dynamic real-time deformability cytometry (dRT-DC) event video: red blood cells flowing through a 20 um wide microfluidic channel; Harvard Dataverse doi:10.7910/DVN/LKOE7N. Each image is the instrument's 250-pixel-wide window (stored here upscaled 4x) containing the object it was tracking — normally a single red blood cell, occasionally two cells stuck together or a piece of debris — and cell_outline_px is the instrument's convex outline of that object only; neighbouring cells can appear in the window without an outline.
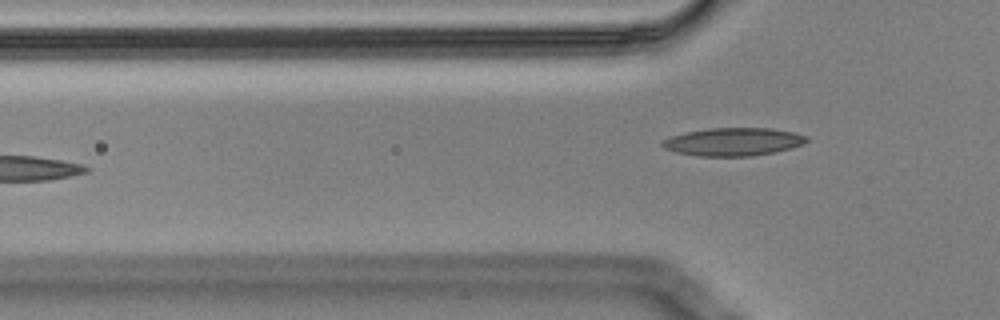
{"species": "Egyptian fruit bat (a non-hibernating species)", "species_latin": "Rousettus aegyptiacus", "temperature_condition": "cold", "stored_images_in_passage": 6, "camera_frame_rate_fps": 3000, "um_per_image_px": 0.085, "animal": {"sex": "male"}, "frame": {"image": 1, "passage_image": 6, "time_ms": 1.667, "image_size_px": [1000, 320], "cell_outline_px": [[808, 140], [804, 144], [792, 148], [752, 156], [700, 156], [676, 152], [664, 148], [660, 144], [664, 140], [672, 136], [684, 132], [708, 128], [772, 128], [792, 132], [808, 136]], "centroid_in_image_um": [62.34, 12.04], "position_along_channel_um": 63.5, "area_um2": 23.52}}